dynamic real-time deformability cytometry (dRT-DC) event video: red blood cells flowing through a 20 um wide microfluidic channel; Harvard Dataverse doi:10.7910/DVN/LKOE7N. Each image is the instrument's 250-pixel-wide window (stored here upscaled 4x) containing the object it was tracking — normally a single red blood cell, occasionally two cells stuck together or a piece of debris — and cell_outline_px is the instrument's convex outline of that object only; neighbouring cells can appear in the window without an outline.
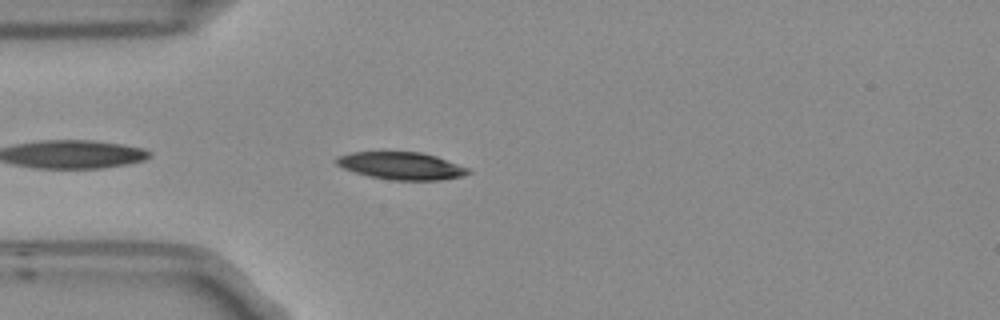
{"species": "Egyptian fruit bat (a non-hibernating species)", "species_latin": "Rousettus aegyptiacus", "temperature_condition": "room temperature", "stored_images_in_passage": 5, "camera_frame_rate_fps": 3000, "um_per_image_px": 0.085, "frame": {"image": 1, "passage_image": 5, "time_ms": 1.333, "image_size_px": [1000, 320], "cell_outline_px": [[472, 172], [460, 176], [440, 180], [396, 180], [368, 176], [344, 168], [336, 164], [336, 156], [352, 152], [420, 152], [436, 156], [468, 168]], "centroid_in_image_um": [34.1, 14.09], "position_along_channel_um": 50.9, "area_um2": 20.81}}